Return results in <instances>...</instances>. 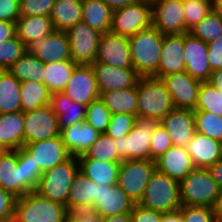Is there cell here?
I'll return each instance as SVG.
<instances>
[{"label":"cell","mask_w":222,"mask_h":222,"mask_svg":"<svg viewBox=\"0 0 222 222\" xmlns=\"http://www.w3.org/2000/svg\"><path fill=\"white\" fill-rule=\"evenodd\" d=\"M50 105L57 116L59 131L85 121L86 105L71 100L63 92L51 94Z\"/></svg>","instance_id":"83f0119b"},{"label":"cell","mask_w":222,"mask_h":222,"mask_svg":"<svg viewBox=\"0 0 222 222\" xmlns=\"http://www.w3.org/2000/svg\"><path fill=\"white\" fill-rule=\"evenodd\" d=\"M183 54L185 71L194 79L208 82L212 71L208 62L207 43L185 33Z\"/></svg>","instance_id":"e0dca14e"},{"label":"cell","mask_w":222,"mask_h":222,"mask_svg":"<svg viewBox=\"0 0 222 222\" xmlns=\"http://www.w3.org/2000/svg\"><path fill=\"white\" fill-rule=\"evenodd\" d=\"M77 65L72 60L45 63L44 84L51 94L63 92Z\"/></svg>","instance_id":"8d00e7d4"},{"label":"cell","mask_w":222,"mask_h":222,"mask_svg":"<svg viewBox=\"0 0 222 222\" xmlns=\"http://www.w3.org/2000/svg\"><path fill=\"white\" fill-rule=\"evenodd\" d=\"M155 170L156 163L151 159L122 161L117 185L135 204H138Z\"/></svg>","instance_id":"9c48e42d"},{"label":"cell","mask_w":222,"mask_h":222,"mask_svg":"<svg viewBox=\"0 0 222 222\" xmlns=\"http://www.w3.org/2000/svg\"><path fill=\"white\" fill-rule=\"evenodd\" d=\"M208 62L211 71L222 69V35L208 44Z\"/></svg>","instance_id":"db71d44e"},{"label":"cell","mask_w":222,"mask_h":222,"mask_svg":"<svg viewBox=\"0 0 222 222\" xmlns=\"http://www.w3.org/2000/svg\"><path fill=\"white\" fill-rule=\"evenodd\" d=\"M135 202L116 185L97 184V204L92 211L101 219L116 214L131 213Z\"/></svg>","instance_id":"ffe728a7"},{"label":"cell","mask_w":222,"mask_h":222,"mask_svg":"<svg viewBox=\"0 0 222 222\" xmlns=\"http://www.w3.org/2000/svg\"><path fill=\"white\" fill-rule=\"evenodd\" d=\"M16 36L15 23L0 20V40L5 42Z\"/></svg>","instance_id":"9f6ffc18"},{"label":"cell","mask_w":222,"mask_h":222,"mask_svg":"<svg viewBox=\"0 0 222 222\" xmlns=\"http://www.w3.org/2000/svg\"><path fill=\"white\" fill-rule=\"evenodd\" d=\"M102 1L113 11H115L134 3L136 0H102Z\"/></svg>","instance_id":"680465c9"},{"label":"cell","mask_w":222,"mask_h":222,"mask_svg":"<svg viewBox=\"0 0 222 222\" xmlns=\"http://www.w3.org/2000/svg\"><path fill=\"white\" fill-rule=\"evenodd\" d=\"M66 206L43 197L36 191L15 200L14 215L21 222H63Z\"/></svg>","instance_id":"ba28073f"},{"label":"cell","mask_w":222,"mask_h":222,"mask_svg":"<svg viewBox=\"0 0 222 222\" xmlns=\"http://www.w3.org/2000/svg\"><path fill=\"white\" fill-rule=\"evenodd\" d=\"M183 52L184 34H163L158 70L152 77L161 79L169 74L185 71Z\"/></svg>","instance_id":"7402d4cb"},{"label":"cell","mask_w":222,"mask_h":222,"mask_svg":"<svg viewBox=\"0 0 222 222\" xmlns=\"http://www.w3.org/2000/svg\"><path fill=\"white\" fill-rule=\"evenodd\" d=\"M100 99L111 114H131L137 117V88L100 92Z\"/></svg>","instance_id":"d6a6232c"},{"label":"cell","mask_w":222,"mask_h":222,"mask_svg":"<svg viewBox=\"0 0 222 222\" xmlns=\"http://www.w3.org/2000/svg\"><path fill=\"white\" fill-rule=\"evenodd\" d=\"M161 222H184L180 210L162 213Z\"/></svg>","instance_id":"94428289"},{"label":"cell","mask_w":222,"mask_h":222,"mask_svg":"<svg viewBox=\"0 0 222 222\" xmlns=\"http://www.w3.org/2000/svg\"><path fill=\"white\" fill-rule=\"evenodd\" d=\"M20 83L8 70H0V114L21 111Z\"/></svg>","instance_id":"e575fe53"},{"label":"cell","mask_w":222,"mask_h":222,"mask_svg":"<svg viewBox=\"0 0 222 222\" xmlns=\"http://www.w3.org/2000/svg\"><path fill=\"white\" fill-rule=\"evenodd\" d=\"M78 171V159L71 156L68 160L42 173L36 192L67 208L69 190Z\"/></svg>","instance_id":"5b68a950"},{"label":"cell","mask_w":222,"mask_h":222,"mask_svg":"<svg viewBox=\"0 0 222 222\" xmlns=\"http://www.w3.org/2000/svg\"><path fill=\"white\" fill-rule=\"evenodd\" d=\"M101 222H131V215L130 213L116 214L101 219Z\"/></svg>","instance_id":"be15d7a7"},{"label":"cell","mask_w":222,"mask_h":222,"mask_svg":"<svg viewBox=\"0 0 222 222\" xmlns=\"http://www.w3.org/2000/svg\"><path fill=\"white\" fill-rule=\"evenodd\" d=\"M182 206L213 208L220 189L208 169L194 168L179 182Z\"/></svg>","instance_id":"8992f818"},{"label":"cell","mask_w":222,"mask_h":222,"mask_svg":"<svg viewBox=\"0 0 222 222\" xmlns=\"http://www.w3.org/2000/svg\"><path fill=\"white\" fill-rule=\"evenodd\" d=\"M41 175L24 147L7 150L0 156V187L16 199L36 191Z\"/></svg>","instance_id":"6da1fadb"},{"label":"cell","mask_w":222,"mask_h":222,"mask_svg":"<svg viewBox=\"0 0 222 222\" xmlns=\"http://www.w3.org/2000/svg\"><path fill=\"white\" fill-rule=\"evenodd\" d=\"M96 204L97 183L79 170L69 190L67 210L72 212L92 211Z\"/></svg>","instance_id":"cb8c5ba5"},{"label":"cell","mask_w":222,"mask_h":222,"mask_svg":"<svg viewBox=\"0 0 222 222\" xmlns=\"http://www.w3.org/2000/svg\"><path fill=\"white\" fill-rule=\"evenodd\" d=\"M208 82L222 93V69L212 71Z\"/></svg>","instance_id":"91938a15"},{"label":"cell","mask_w":222,"mask_h":222,"mask_svg":"<svg viewBox=\"0 0 222 222\" xmlns=\"http://www.w3.org/2000/svg\"><path fill=\"white\" fill-rule=\"evenodd\" d=\"M100 133L87 122H77L60 131V136L69 154L73 157L84 155L94 144Z\"/></svg>","instance_id":"484cf974"},{"label":"cell","mask_w":222,"mask_h":222,"mask_svg":"<svg viewBox=\"0 0 222 222\" xmlns=\"http://www.w3.org/2000/svg\"><path fill=\"white\" fill-rule=\"evenodd\" d=\"M155 163L158 171L179 182L195 168L187 148L176 145L157 158Z\"/></svg>","instance_id":"d4e9b609"},{"label":"cell","mask_w":222,"mask_h":222,"mask_svg":"<svg viewBox=\"0 0 222 222\" xmlns=\"http://www.w3.org/2000/svg\"><path fill=\"white\" fill-rule=\"evenodd\" d=\"M136 116L131 114H112L109 122L107 135L112 138L126 136L135 126Z\"/></svg>","instance_id":"bcb514c9"},{"label":"cell","mask_w":222,"mask_h":222,"mask_svg":"<svg viewBox=\"0 0 222 222\" xmlns=\"http://www.w3.org/2000/svg\"><path fill=\"white\" fill-rule=\"evenodd\" d=\"M195 110H203L222 116V93L209 82H202Z\"/></svg>","instance_id":"b9f144b4"},{"label":"cell","mask_w":222,"mask_h":222,"mask_svg":"<svg viewBox=\"0 0 222 222\" xmlns=\"http://www.w3.org/2000/svg\"><path fill=\"white\" fill-rule=\"evenodd\" d=\"M2 45H4V42H1V40H0V70H1V51H2Z\"/></svg>","instance_id":"a7ac6f4b"},{"label":"cell","mask_w":222,"mask_h":222,"mask_svg":"<svg viewBox=\"0 0 222 222\" xmlns=\"http://www.w3.org/2000/svg\"><path fill=\"white\" fill-rule=\"evenodd\" d=\"M172 97L175 108L195 110L201 81L186 71L173 73L161 78Z\"/></svg>","instance_id":"5bb4252c"},{"label":"cell","mask_w":222,"mask_h":222,"mask_svg":"<svg viewBox=\"0 0 222 222\" xmlns=\"http://www.w3.org/2000/svg\"><path fill=\"white\" fill-rule=\"evenodd\" d=\"M45 63L35 55L26 52L15 62L8 71L20 82L32 80L44 83Z\"/></svg>","instance_id":"74e56055"},{"label":"cell","mask_w":222,"mask_h":222,"mask_svg":"<svg viewBox=\"0 0 222 222\" xmlns=\"http://www.w3.org/2000/svg\"><path fill=\"white\" fill-rule=\"evenodd\" d=\"M6 222H21V221L14 215L11 219L7 220Z\"/></svg>","instance_id":"003e7915"},{"label":"cell","mask_w":222,"mask_h":222,"mask_svg":"<svg viewBox=\"0 0 222 222\" xmlns=\"http://www.w3.org/2000/svg\"><path fill=\"white\" fill-rule=\"evenodd\" d=\"M196 132L222 143V116L194 110Z\"/></svg>","instance_id":"60d3db41"},{"label":"cell","mask_w":222,"mask_h":222,"mask_svg":"<svg viewBox=\"0 0 222 222\" xmlns=\"http://www.w3.org/2000/svg\"><path fill=\"white\" fill-rule=\"evenodd\" d=\"M54 29L66 32L82 20V0H55L50 14Z\"/></svg>","instance_id":"836d02e7"},{"label":"cell","mask_w":222,"mask_h":222,"mask_svg":"<svg viewBox=\"0 0 222 222\" xmlns=\"http://www.w3.org/2000/svg\"><path fill=\"white\" fill-rule=\"evenodd\" d=\"M19 17V0H0V20L15 23Z\"/></svg>","instance_id":"816d5d0a"},{"label":"cell","mask_w":222,"mask_h":222,"mask_svg":"<svg viewBox=\"0 0 222 222\" xmlns=\"http://www.w3.org/2000/svg\"><path fill=\"white\" fill-rule=\"evenodd\" d=\"M153 26L161 34H185L186 28L183 0H150Z\"/></svg>","instance_id":"7c38bea8"},{"label":"cell","mask_w":222,"mask_h":222,"mask_svg":"<svg viewBox=\"0 0 222 222\" xmlns=\"http://www.w3.org/2000/svg\"><path fill=\"white\" fill-rule=\"evenodd\" d=\"M186 148L195 168L208 169L222 158V143L197 132Z\"/></svg>","instance_id":"4316f807"},{"label":"cell","mask_w":222,"mask_h":222,"mask_svg":"<svg viewBox=\"0 0 222 222\" xmlns=\"http://www.w3.org/2000/svg\"><path fill=\"white\" fill-rule=\"evenodd\" d=\"M153 26L150 0H136L124 8L113 11L111 32L130 37Z\"/></svg>","instance_id":"30bf717a"},{"label":"cell","mask_w":222,"mask_h":222,"mask_svg":"<svg viewBox=\"0 0 222 222\" xmlns=\"http://www.w3.org/2000/svg\"><path fill=\"white\" fill-rule=\"evenodd\" d=\"M113 10L102 0H82V22L99 32L111 30Z\"/></svg>","instance_id":"1f68e13d"},{"label":"cell","mask_w":222,"mask_h":222,"mask_svg":"<svg viewBox=\"0 0 222 222\" xmlns=\"http://www.w3.org/2000/svg\"><path fill=\"white\" fill-rule=\"evenodd\" d=\"M159 125L156 119L137 117L135 126L126 136L113 138L119 159H150V138Z\"/></svg>","instance_id":"52a82bcc"},{"label":"cell","mask_w":222,"mask_h":222,"mask_svg":"<svg viewBox=\"0 0 222 222\" xmlns=\"http://www.w3.org/2000/svg\"><path fill=\"white\" fill-rule=\"evenodd\" d=\"M23 147L31 154L33 162L42 173L71 157L60 135L28 143Z\"/></svg>","instance_id":"d6986e66"},{"label":"cell","mask_w":222,"mask_h":222,"mask_svg":"<svg viewBox=\"0 0 222 222\" xmlns=\"http://www.w3.org/2000/svg\"><path fill=\"white\" fill-rule=\"evenodd\" d=\"M183 10L186 28L190 30L213 11V5L211 0H183Z\"/></svg>","instance_id":"ee69618b"},{"label":"cell","mask_w":222,"mask_h":222,"mask_svg":"<svg viewBox=\"0 0 222 222\" xmlns=\"http://www.w3.org/2000/svg\"><path fill=\"white\" fill-rule=\"evenodd\" d=\"M189 33L205 43L216 41L222 35V12L213 10L198 24L189 30Z\"/></svg>","instance_id":"f35d334b"},{"label":"cell","mask_w":222,"mask_h":222,"mask_svg":"<svg viewBox=\"0 0 222 222\" xmlns=\"http://www.w3.org/2000/svg\"><path fill=\"white\" fill-rule=\"evenodd\" d=\"M138 204L160 213L179 210L182 207L179 181L156 169Z\"/></svg>","instance_id":"277c9868"},{"label":"cell","mask_w":222,"mask_h":222,"mask_svg":"<svg viewBox=\"0 0 222 222\" xmlns=\"http://www.w3.org/2000/svg\"><path fill=\"white\" fill-rule=\"evenodd\" d=\"M21 111H33L50 105L51 93L44 83L32 80L20 83Z\"/></svg>","instance_id":"d590c367"},{"label":"cell","mask_w":222,"mask_h":222,"mask_svg":"<svg viewBox=\"0 0 222 222\" xmlns=\"http://www.w3.org/2000/svg\"><path fill=\"white\" fill-rule=\"evenodd\" d=\"M24 145L60 135L57 116L51 105L24 113Z\"/></svg>","instance_id":"4fadbf2b"},{"label":"cell","mask_w":222,"mask_h":222,"mask_svg":"<svg viewBox=\"0 0 222 222\" xmlns=\"http://www.w3.org/2000/svg\"><path fill=\"white\" fill-rule=\"evenodd\" d=\"M24 113L0 114V143L7 150H17L24 146Z\"/></svg>","instance_id":"4dcf8cb0"},{"label":"cell","mask_w":222,"mask_h":222,"mask_svg":"<svg viewBox=\"0 0 222 222\" xmlns=\"http://www.w3.org/2000/svg\"><path fill=\"white\" fill-rule=\"evenodd\" d=\"M163 34L154 26L129 37L133 69L140 77H151L160 62Z\"/></svg>","instance_id":"7a4b0ae2"},{"label":"cell","mask_w":222,"mask_h":222,"mask_svg":"<svg viewBox=\"0 0 222 222\" xmlns=\"http://www.w3.org/2000/svg\"><path fill=\"white\" fill-rule=\"evenodd\" d=\"M16 36L27 47L55 29L50 16H20L15 22Z\"/></svg>","instance_id":"f1b7e54d"},{"label":"cell","mask_w":222,"mask_h":222,"mask_svg":"<svg viewBox=\"0 0 222 222\" xmlns=\"http://www.w3.org/2000/svg\"><path fill=\"white\" fill-rule=\"evenodd\" d=\"M63 93L75 102L88 105L100 97L96 74L92 65L78 64Z\"/></svg>","instance_id":"2e32d148"},{"label":"cell","mask_w":222,"mask_h":222,"mask_svg":"<svg viewBox=\"0 0 222 222\" xmlns=\"http://www.w3.org/2000/svg\"><path fill=\"white\" fill-rule=\"evenodd\" d=\"M27 52V47L17 36L4 42L1 51V70H8Z\"/></svg>","instance_id":"f6af8a7d"},{"label":"cell","mask_w":222,"mask_h":222,"mask_svg":"<svg viewBox=\"0 0 222 222\" xmlns=\"http://www.w3.org/2000/svg\"><path fill=\"white\" fill-rule=\"evenodd\" d=\"M213 5V10L222 12V0H211Z\"/></svg>","instance_id":"e7e4bbea"},{"label":"cell","mask_w":222,"mask_h":222,"mask_svg":"<svg viewBox=\"0 0 222 222\" xmlns=\"http://www.w3.org/2000/svg\"><path fill=\"white\" fill-rule=\"evenodd\" d=\"M213 212L215 217V222H222V191L218 195L216 202L213 206Z\"/></svg>","instance_id":"6125c7cd"},{"label":"cell","mask_w":222,"mask_h":222,"mask_svg":"<svg viewBox=\"0 0 222 222\" xmlns=\"http://www.w3.org/2000/svg\"><path fill=\"white\" fill-rule=\"evenodd\" d=\"M116 142H113V138L106 133H101L98 140L92 144V146L77 158H92L105 162H122L119 159Z\"/></svg>","instance_id":"ab89813d"},{"label":"cell","mask_w":222,"mask_h":222,"mask_svg":"<svg viewBox=\"0 0 222 222\" xmlns=\"http://www.w3.org/2000/svg\"><path fill=\"white\" fill-rule=\"evenodd\" d=\"M179 210L184 222H215L213 208L206 206H182Z\"/></svg>","instance_id":"681fc988"},{"label":"cell","mask_w":222,"mask_h":222,"mask_svg":"<svg viewBox=\"0 0 222 222\" xmlns=\"http://www.w3.org/2000/svg\"><path fill=\"white\" fill-rule=\"evenodd\" d=\"M79 170L97 184L116 185L121 162H105L92 158H77Z\"/></svg>","instance_id":"f546056e"},{"label":"cell","mask_w":222,"mask_h":222,"mask_svg":"<svg viewBox=\"0 0 222 222\" xmlns=\"http://www.w3.org/2000/svg\"><path fill=\"white\" fill-rule=\"evenodd\" d=\"M213 179L216 181L220 191H222V158L219 159L214 165L208 168Z\"/></svg>","instance_id":"6f0895ef"},{"label":"cell","mask_w":222,"mask_h":222,"mask_svg":"<svg viewBox=\"0 0 222 222\" xmlns=\"http://www.w3.org/2000/svg\"><path fill=\"white\" fill-rule=\"evenodd\" d=\"M95 61H101L116 68H133L129 37L111 31L103 33Z\"/></svg>","instance_id":"9a60e30c"},{"label":"cell","mask_w":222,"mask_h":222,"mask_svg":"<svg viewBox=\"0 0 222 222\" xmlns=\"http://www.w3.org/2000/svg\"><path fill=\"white\" fill-rule=\"evenodd\" d=\"M6 151L7 149L0 143V156H2Z\"/></svg>","instance_id":"03108f58"},{"label":"cell","mask_w":222,"mask_h":222,"mask_svg":"<svg viewBox=\"0 0 222 222\" xmlns=\"http://www.w3.org/2000/svg\"><path fill=\"white\" fill-rule=\"evenodd\" d=\"M63 222H101V218L93 211H68Z\"/></svg>","instance_id":"11a10c76"},{"label":"cell","mask_w":222,"mask_h":222,"mask_svg":"<svg viewBox=\"0 0 222 222\" xmlns=\"http://www.w3.org/2000/svg\"><path fill=\"white\" fill-rule=\"evenodd\" d=\"M131 222H161L162 213L135 204L130 213Z\"/></svg>","instance_id":"f907efd6"},{"label":"cell","mask_w":222,"mask_h":222,"mask_svg":"<svg viewBox=\"0 0 222 222\" xmlns=\"http://www.w3.org/2000/svg\"><path fill=\"white\" fill-rule=\"evenodd\" d=\"M137 117L161 121L175 108L172 97L161 79L139 77L137 83Z\"/></svg>","instance_id":"3957f363"},{"label":"cell","mask_w":222,"mask_h":222,"mask_svg":"<svg viewBox=\"0 0 222 222\" xmlns=\"http://www.w3.org/2000/svg\"><path fill=\"white\" fill-rule=\"evenodd\" d=\"M172 146L168 132L160 124L150 138V159L155 161Z\"/></svg>","instance_id":"7dc6e473"},{"label":"cell","mask_w":222,"mask_h":222,"mask_svg":"<svg viewBox=\"0 0 222 222\" xmlns=\"http://www.w3.org/2000/svg\"><path fill=\"white\" fill-rule=\"evenodd\" d=\"M66 34L70 44L71 60L76 64L92 65L97 57L102 33L81 21L70 27Z\"/></svg>","instance_id":"8fae6325"},{"label":"cell","mask_w":222,"mask_h":222,"mask_svg":"<svg viewBox=\"0 0 222 222\" xmlns=\"http://www.w3.org/2000/svg\"><path fill=\"white\" fill-rule=\"evenodd\" d=\"M111 112L99 98L86 106L85 122L89 123L100 134L105 133L111 119Z\"/></svg>","instance_id":"7bdbcfd3"},{"label":"cell","mask_w":222,"mask_h":222,"mask_svg":"<svg viewBox=\"0 0 222 222\" xmlns=\"http://www.w3.org/2000/svg\"><path fill=\"white\" fill-rule=\"evenodd\" d=\"M160 124L168 132L172 144L176 146L187 147L196 133L194 110L191 109L174 108Z\"/></svg>","instance_id":"44dd1931"},{"label":"cell","mask_w":222,"mask_h":222,"mask_svg":"<svg viewBox=\"0 0 222 222\" xmlns=\"http://www.w3.org/2000/svg\"><path fill=\"white\" fill-rule=\"evenodd\" d=\"M27 52L35 55L43 63L71 60L69 39L64 31L54 30L27 46Z\"/></svg>","instance_id":"ac0fdd59"},{"label":"cell","mask_w":222,"mask_h":222,"mask_svg":"<svg viewBox=\"0 0 222 222\" xmlns=\"http://www.w3.org/2000/svg\"><path fill=\"white\" fill-rule=\"evenodd\" d=\"M16 198L0 187V222H6L14 216Z\"/></svg>","instance_id":"f5cc1de1"},{"label":"cell","mask_w":222,"mask_h":222,"mask_svg":"<svg viewBox=\"0 0 222 222\" xmlns=\"http://www.w3.org/2000/svg\"><path fill=\"white\" fill-rule=\"evenodd\" d=\"M55 0H19L20 16H50Z\"/></svg>","instance_id":"c3c4849f"},{"label":"cell","mask_w":222,"mask_h":222,"mask_svg":"<svg viewBox=\"0 0 222 222\" xmlns=\"http://www.w3.org/2000/svg\"><path fill=\"white\" fill-rule=\"evenodd\" d=\"M92 67L99 92L134 87L140 77L133 68H116L101 61H94Z\"/></svg>","instance_id":"603a6c76"}]
</instances>
